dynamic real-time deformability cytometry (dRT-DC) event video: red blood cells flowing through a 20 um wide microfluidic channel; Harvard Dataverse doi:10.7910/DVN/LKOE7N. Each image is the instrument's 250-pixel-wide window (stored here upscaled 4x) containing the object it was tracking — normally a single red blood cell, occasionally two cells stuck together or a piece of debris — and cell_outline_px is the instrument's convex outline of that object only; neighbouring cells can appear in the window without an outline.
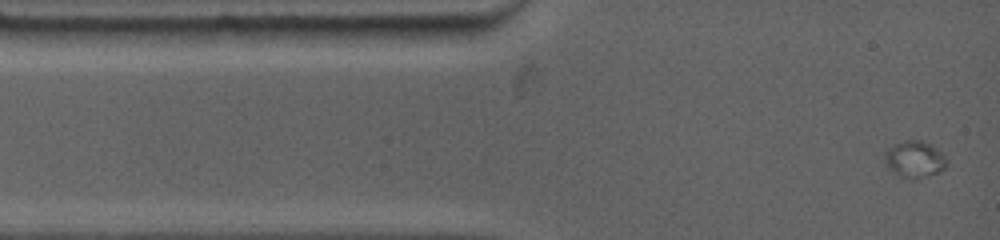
{"species": "common noctule bat (a hibernating species)", "species_latin": "Nyctalus noctula", "temperature_condition": "warm", "stored_images_in_passage": 19, "camera_frame_rate_fps": 4500, "um_per_image_px": 0.085, "animal": {"sex": "female", "body_mass_g": 19.0, "forearm_length_mm": 53.3}, "frame": {"image": 1, "passage_image": 1, "time_ms": 0.0, "image_size_px": [1000, 240], "cell_outline_px": [[948, 160], [944, 168], [936, 172], [916, 176], [900, 176], [888, 168], [884, 160], [884, 152], [888, 148], [904, 140], [920, 140], [932, 144]], "centroid_in_image_um": [77.71, 13.47], "position_along_channel_um": 7.3, "area_um2": 12.66}}